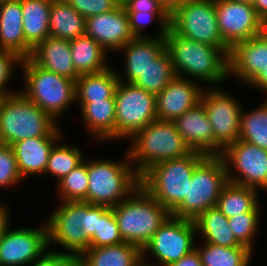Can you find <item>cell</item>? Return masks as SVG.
Masks as SVG:
<instances>
[{"label":"cell","mask_w":267,"mask_h":266,"mask_svg":"<svg viewBox=\"0 0 267 266\" xmlns=\"http://www.w3.org/2000/svg\"><path fill=\"white\" fill-rule=\"evenodd\" d=\"M220 156L224 161L229 182L267 191L266 149L238 139L228 145Z\"/></svg>","instance_id":"12"},{"label":"cell","mask_w":267,"mask_h":266,"mask_svg":"<svg viewBox=\"0 0 267 266\" xmlns=\"http://www.w3.org/2000/svg\"><path fill=\"white\" fill-rule=\"evenodd\" d=\"M21 63L22 58L15 52L0 49V96L17 93L12 90L9 91L7 85L12 78V73H14L15 67L17 68V66H21Z\"/></svg>","instance_id":"42"},{"label":"cell","mask_w":267,"mask_h":266,"mask_svg":"<svg viewBox=\"0 0 267 266\" xmlns=\"http://www.w3.org/2000/svg\"><path fill=\"white\" fill-rule=\"evenodd\" d=\"M115 97V140L129 138L157 119L156 96L125 82L118 74ZM124 80V81H122Z\"/></svg>","instance_id":"9"},{"label":"cell","mask_w":267,"mask_h":266,"mask_svg":"<svg viewBox=\"0 0 267 266\" xmlns=\"http://www.w3.org/2000/svg\"><path fill=\"white\" fill-rule=\"evenodd\" d=\"M9 228L0 239V266H28L48 250L46 221L38 228Z\"/></svg>","instance_id":"16"},{"label":"cell","mask_w":267,"mask_h":266,"mask_svg":"<svg viewBox=\"0 0 267 266\" xmlns=\"http://www.w3.org/2000/svg\"><path fill=\"white\" fill-rule=\"evenodd\" d=\"M175 76L170 54L165 49L133 84L157 96Z\"/></svg>","instance_id":"34"},{"label":"cell","mask_w":267,"mask_h":266,"mask_svg":"<svg viewBox=\"0 0 267 266\" xmlns=\"http://www.w3.org/2000/svg\"><path fill=\"white\" fill-rule=\"evenodd\" d=\"M85 19L96 14L106 13L115 9L116 0H66Z\"/></svg>","instance_id":"43"},{"label":"cell","mask_w":267,"mask_h":266,"mask_svg":"<svg viewBox=\"0 0 267 266\" xmlns=\"http://www.w3.org/2000/svg\"><path fill=\"white\" fill-rule=\"evenodd\" d=\"M78 266H143L142 251L127 242L89 247L78 257Z\"/></svg>","instance_id":"25"},{"label":"cell","mask_w":267,"mask_h":266,"mask_svg":"<svg viewBox=\"0 0 267 266\" xmlns=\"http://www.w3.org/2000/svg\"><path fill=\"white\" fill-rule=\"evenodd\" d=\"M239 140L267 150V98L254 110L241 111Z\"/></svg>","instance_id":"35"},{"label":"cell","mask_w":267,"mask_h":266,"mask_svg":"<svg viewBox=\"0 0 267 266\" xmlns=\"http://www.w3.org/2000/svg\"><path fill=\"white\" fill-rule=\"evenodd\" d=\"M169 29L178 35L220 48H230L219 33L214 0H187L169 16Z\"/></svg>","instance_id":"10"},{"label":"cell","mask_w":267,"mask_h":266,"mask_svg":"<svg viewBox=\"0 0 267 266\" xmlns=\"http://www.w3.org/2000/svg\"><path fill=\"white\" fill-rule=\"evenodd\" d=\"M99 226V206L83 202V226L82 229L91 239Z\"/></svg>","instance_id":"45"},{"label":"cell","mask_w":267,"mask_h":266,"mask_svg":"<svg viewBox=\"0 0 267 266\" xmlns=\"http://www.w3.org/2000/svg\"><path fill=\"white\" fill-rule=\"evenodd\" d=\"M8 207L6 205L1 204L0 205V239L2 238V235L6 228L10 226V220H9V212Z\"/></svg>","instance_id":"50"},{"label":"cell","mask_w":267,"mask_h":266,"mask_svg":"<svg viewBox=\"0 0 267 266\" xmlns=\"http://www.w3.org/2000/svg\"><path fill=\"white\" fill-rule=\"evenodd\" d=\"M206 91V92H205ZM227 91L219 87L203 90L201 103L203 104L209 122L211 123L215 139V155L239 139L240 117L242 105ZM237 100V101H236Z\"/></svg>","instance_id":"13"},{"label":"cell","mask_w":267,"mask_h":266,"mask_svg":"<svg viewBox=\"0 0 267 266\" xmlns=\"http://www.w3.org/2000/svg\"><path fill=\"white\" fill-rule=\"evenodd\" d=\"M169 266H202L201 257L198 250L195 248L180 260L170 264Z\"/></svg>","instance_id":"47"},{"label":"cell","mask_w":267,"mask_h":266,"mask_svg":"<svg viewBox=\"0 0 267 266\" xmlns=\"http://www.w3.org/2000/svg\"><path fill=\"white\" fill-rule=\"evenodd\" d=\"M44 221L48 227L49 247L59 244L67 254L77 257L90 247L91 239L82 229L83 201H61L58 209Z\"/></svg>","instance_id":"14"},{"label":"cell","mask_w":267,"mask_h":266,"mask_svg":"<svg viewBox=\"0 0 267 266\" xmlns=\"http://www.w3.org/2000/svg\"><path fill=\"white\" fill-rule=\"evenodd\" d=\"M119 4H123L125 0H116Z\"/></svg>","instance_id":"53"},{"label":"cell","mask_w":267,"mask_h":266,"mask_svg":"<svg viewBox=\"0 0 267 266\" xmlns=\"http://www.w3.org/2000/svg\"><path fill=\"white\" fill-rule=\"evenodd\" d=\"M118 83V72L111 66L100 73L80 75L75 81L76 104L110 99Z\"/></svg>","instance_id":"28"},{"label":"cell","mask_w":267,"mask_h":266,"mask_svg":"<svg viewBox=\"0 0 267 266\" xmlns=\"http://www.w3.org/2000/svg\"><path fill=\"white\" fill-rule=\"evenodd\" d=\"M267 93V67L249 84ZM267 96V95H266Z\"/></svg>","instance_id":"49"},{"label":"cell","mask_w":267,"mask_h":266,"mask_svg":"<svg viewBox=\"0 0 267 266\" xmlns=\"http://www.w3.org/2000/svg\"><path fill=\"white\" fill-rule=\"evenodd\" d=\"M129 141L127 152L139 176L158 162L181 158L192 152L174 121L156 119Z\"/></svg>","instance_id":"3"},{"label":"cell","mask_w":267,"mask_h":266,"mask_svg":"<svg viewBox=\"0 0 267 266\" xmlns=\"http://www.w3.org/2000/svg\"><path fill=\"white\" fill-rule=\"evenodd\" d=\"M224 161L220 155H207L194 169L188 181L187 195L171 212L172 216L195 220L217 200L228 183Z\"/></svg>","instance_id":"8"},{"label":"cell","mask_w":267,"mask_h":266,"mask_svg":"<svg viewBox=\"0 0 267 266\" xmlns=\"http://www.w3.org/2000/svg\"><path fill=\"white\" fill-rule=\"evenodd\" d=\"M229 77L250 84L267 67V28L257 36L235 44L228 56Z\"/></svg>","instance_id":"18"},{"label":"cell","mask_w":267,"mask_h":266,"mask_svg":"<svg viewBox=\"0 0 267 266\" xmlns=\"http://www.w3.org/2000/svg\"><path fill=\"white\" fill-rule=\"evenodd\" d=\"M124 242L112 208L99 206L98 232L90 241V247H103Z\"/></svg>","instance_id":"38"},{"label":"cell","mask_w":267,"mask_h":266,"mask_svg":"<svg viewBox=\"0 0 267 266\" xmlns=\"http://www.w3.org/2000/svg\"><path fill=\"white\" fill-rule=\"evenodd\" d=\"M131 165L126 151L124 160L87 161L88 190L86 202L113 208L125 200L140 185V176Z\"/></svg>","instance_id":"5"},{"label":"cell","mask_w":267,"mask_h":266,"mask_svg":"<svg viewBox=\"0 0 267 266\" xmlns=\"http://www.w3.org/2000/svg\"><path fill=\"white\" fill-rule=\"evenodd\" d=\"M21 92L0 96V143H14L34 137H63L60 127ZM59 127V128H58Z\"/></svg>","instance_id":"2"},{"label":"cell","mask_w":267,"mask_h":266,"mask_svg":"<svg viewBox=\"0 0 267 266\" xmlns=\"http://www.w3.org/2000/svg\"><path fill=\"white\" fill-rule=\"evenodd\" d=\"M233 1H237V2H241V3H246V4L253 5L255 0H233Z\"/></svg>","instance_id":"52"},{"label":"cell","mask_w":267,"mask_h":266,"mask_svg":"<svg viewBox=\"0 0 267 266\" xmlns=\"http://www.w3.org/2000/svg\"><path fill=\"white\" fill-rule=\"evenodd\" d=\"M260 212H245L228 219L236 240L243 246L254 250V238L258 233Z\"/></svg>","instance_id":"39"},{"label":"cell","mask_w":267,"mask_h":266,"mask_svg":"<svg viewBox=\"0 0 267 266\" xmlns=\"http://www.w3.org/2000/svg\"><path fill=\"white\" fill-rule=\"evenodd\" d=\"M29 58L40 67L74 81L80 76L73 65L69 40L48 36L32 50Z\"/></svg>","instance_id":"21"},{"label":"cell","mask_w":267,"mask_h":266,"mask_svg":"<svg viewBox=\"0 0 267 266\" xmlns=\"http://www.w3.org/2000/svg\"><path fill=\"white\" fill-rule=\"evenodd\" d=\"M85 35L93 38L107 52H118L134 38L127 12L122 4L109 12L85 19Z\"/></svg>","instance_id":"17"},{"label":"cell","mask_w":267,"mask_h":266,"mask_svg":"<svg viewBox=\"0 0 267 266\" xmlns=\"http://www.w3.org/2000/svg\"><path fill=\"white\" fill-rule=\"evenodd\" d=\"M49 33L55 38L76 39L85 35V18L66 0H52Z\"/></svg>","instance_id":"30"},{"label":"cell","mask_w":267,"mask_h":266,"mask_svg":"<svg viewBox=\"0 0 267 266\" xmlns=\"http://www.w3.org/2000/svg\"><path fill=\"white\" fill-rule=\"evenodd\" d=\"M52 0H21L23 32L25 37V58L49 33V16Z\"/></svg>","instance_id":"24"},{"label":"cell","mask_w":267,"mask_h":266,"mask_svg":"<svg viewBox=\"0 0 267 266\" xmlns=\"http://www.w3.org/2000/svg\"><path fill=\"white\" fill-rule=\"evenodd\" d=\"M194 223L197 235H202L206 243L223 247L243 246L236 240L229 227L228 218L217 207L201 213Z\"/></svg>","instance_id":"31"},{"label":"cell","mask_w":267,"mask_h":266,"mask_svg":"<svg viewBox=\"0 0 267 266\" xmlns=\"http://www.w3.org/2000/svg\"><path fill=\"white\" fill-rule=\"evenodd\" d=\"M112 210L124 242L141 250L171 215L141 185Z\"/></svg>","instance_id":"4"},{"label":"cell","mask_w":267,"mask_h":266,"mask_svg":"<svg viewBox=\"0 0 267 266\" xmlns=\"http://www.w3.org/2000/svg\"><path fill=\"white\" fill-rule=\"evenodd\" d=\"M206 156L192 151L181 158L158 162L140 176V185L171 213L187 195L188 181Z\"/></svg>","instance_id":"6"},{"label":"cell","mask_w":267,"mask_h":266,"mask_svg":"<svg viewBox=\"0 0 267 266\" xmlns=\"http://www.w3.org/2000/svg\"><path fill=\"white\" fill-rule=\"evenodd\" d=\"M253 7L255 8L257 15L267 25V0H255Z\"/></svg>","instance_id":"51"},{"label":"cell","mask_w":267,"mask_h":266,"mask_svg":"<svg viewBox=\"0 0 267 266\" xmlns=\"http://www.w3.org/2000/svg\"><path fill=\"white\" fill-rule=\"evenodd\" d=\"M198 250L202 266H249L252 250L245 246L223 247L211 243L195 246Z\"/></svg>","instance_id":"33"},{"label":"cell","mask_w":267,"mask_h":266,"mask_svg":"<svg viewBox=\"0 0 267 266\" xmlns=\"http://www.w3.org/2000/svg\"><path fill=\"white\" fill-rule=\"evenodd\" d=\"M219 33L231 49L235 44L260 35L267 25L253 5L233 0H214Z\"/></svg>","instance_id":"15"},{"label":"cell","mask_w":267,"mask_h":266,"mask_svg":"<svg viewBox=\"0 0 267 266\" xmlns=\"http://www.w3.org/2000/svg\"><path fill=\"white\" fill-rule=\"evenodd\" d=\"M185 1L187 0H157V2L169 16Z\"/></svg>","instance_id":"48"},{"label":"cell","mask_w":267,"mask_h":266,"mask_svg":"<svg viewBox=\"0 0 267 266\" xmlns=\"http://www.w3.org/2000/svg\"><path fill=\"white\" fill-rule=\"evenodd\" d=\"M177 131L192 149L215 155V139L207 112L201 102L174 120Z\"/></svg>","instance_id":"20"},{"label":"cell","mask_w":267,"mask_h":266,"mask_svg":"<svg viewBox=\"0 0 267 266\" xmlns=\"http://www.w3.org/2000/svg\"><path fill=\"white\" fill-rule=\"evenodd\" d=\"M60 138L62 137H34L12 145L17 168L23 179L30 175L45 174L50 151Z\"/></svg>","instance_id":"22"},{"label":"cell","mask_w":267,"mask_h":266,"mask_svg":"<svg viewBox=\"0 0 267 266\" xmlns=\"http://www.w3.org/2000/svg\"><path fill=\"white\" fill-rule=\"evenodd\" d=\"M20 67L25 84L21 93L55 121L76 103L74 80L40 67L30 58L22 59Z\"/></svg>","instance_id":"7"},{"label":"cell","mask_w":267,"mask_h":266,"mask_svg":"<svg viewBox=\"0 0 267 266\" xmlns=\"http://www.w3.org/2000/svg\"><path fill=\"white\" fill-rule=\"evenodd\" d=\"M193 80L175 76L156 96L157 119L174 121L201 101L203 89Z\"/></svg>","instance_id":"19"},{"label":"cell","mask_w":267,"mask_h":266,"mask_svg":"<svg viewBox=\"0 0 267 266\" xmlns=\"http://www.w3.org/2000/svg\"><path fill=\"white\" fill-rule=\"evenodd\" d=\"M21 0L0 2V49L15 52L25 58Z\"/></svg>","instance_id":"26"},{"label":"cell","mask_w":267,"mask_h":266,"mask_svg":"<svg viewBox=\"0 0 267 266\" xmlns=\"http://www.w3.org/2000/svg\"><path fill=\"white\" fill-rule=\"evenodd\" d=\"M86 130L95 140H115V97L91 103H78Z\"/></svg>","instance_id":"27"},{"label":"cell","mask_w":267,"mask_h":266,"mask_svg":"<svg viewBox=\"0 0 267 266\" xmlns=\"http://www.w3.org/2000/svg\"><path fill=\"white\" fill-rule=\"evenodd\" d=\"M165 43L176 76L197 79L208 88L218 87L229 78L228 55L220 48L192 41L170 29Z\"/></svg>","instance_id":"1"},{"label":"cell","mask_w":267,"mask_h":266,"mask_svg":"<svg viewBox=\"0 0 267 266\" xmlns=\"http://www.w3.org/2000/svg\"><path fill=\"white\" fill-rule=\"evenodd\" d=\"M78 164L69 174L57 182V192L61 201L86 202L88 190L87 160Z\"/></svg>","instance_id":"37"},{"label":"cell","mask_w":267,"mask_h":266,"mask_svg":"<svg viewBox=\"0 0 267 266\" xmlns=\"http://www.w3.org/2000/svg\"><path fill=\"white\" fill-rule=\"evenodd\" d=\"M70 49L79 75L100 73L110 66L106 62L107 51L87 35L70 40Z\"/></svg>","instance_id":"29"},{"label":"cell","mask_w":267,"mask_h":266,"mask_svg":"<svg viewBox=\"0 0 267 266\" xmlns=\"http://www.w3.org/2000/svg\"><path fill=\"white\" fill-rule=\"evenodd\" d=\"M28 266H78V257L65 252L47 250Z\"/></svg>","instance_id":"44"},{"label":"cell","mask_w":267,"mask_h":266,"mask_svg":"<svg viewBox=\"0 0 267 266\" xmlns=\"http://www.w3.org/2000/svg\"><path fill=\"white\" fill-rule=\"evenodd\" d=\"M257 189L228 182L217 200L216 207L229 219L245 212H260Z\"/></svg>","instance_id":"32"},{"label":"cell","mask_w":267,"mask_h":266,"mask_svg":"<svg viewBox=\"0 0 267 266\" xmlns=\"http://www.w3.org/2000/svg\"><path fill=\"white\" fill-rule=\"evenodd\" d=\"M21 180L12 146L0 143V188L10 187Z\"/></svg>","instance_id":"41"},{"label":"cell","mask_w":267,"mask_h":266,"mask_svg":"<svg viewBox=\"0 0 267 266\" xmlns=\"http://www.w3.org/2000/svg\"><path fill=\"white\" fill-rule=\"evenodd\" d=\"M165 49V37H134L120 48L118 51L125 52L126 82L133 83Z\"/></svg>","instance_id":"23"},{"label":"cell","mask_w":267,"mask_h":266,"mask_svg":"<svg viewBox=\"0 0 267 266\" xmlns=\"http://www.w3.org/2000/svg\"><path fill=\"white\" fill-rule=\"evenodd\" d=\"M56 143L50 151L45 174L58 182L84 160L82 151L74 145Z\"/></svg>","instance_id":"36"},{"label":"cell","mask_w":267,"mask_h":266,"mask_svg":"<svg viewBox=\"0 0 267 266\" xmlns=\"http://www.w3.org/2000/svg\"><path fill=\"white\" fill-rule=\"evenodd\" d=\"M126 12H165L157 0H125Z\"/></svg>","instance_id":"46"},{"label":"cell","mask_w":267,"mask_h":266,"mask_svg":"<svg viewBox=\"0 0 267 266\" xmlns=\"http://www.w3.org/2000/svg\"><path fill=\"white\" fill-rule=\"evenodd\" d=\"M129 18V26L131 33L134 37H154L148 36L143 33L142 29L147 27L154 18L159 19V34L155 37L163 38L166 37L169 29V15L166 12H127Z\"/></svg>","instance_id":"40"},{"label":"cell","mask_w":267,"mask_h":266,"mask_svg":"<svg viewBox=\"0 0 267 266\" xmlns=\"http://www.w3.org/2000/svg\"><path fill=\"white\" fill-rule=\"evenodd\" d=\"M195 237L197 238L194 220L170 215L141 250L142 265L154 266V263L146 262V253L157 258L155 266H169L177 262L195 249Z\"/></svg>","instance_id":"11"}]
</instances>
